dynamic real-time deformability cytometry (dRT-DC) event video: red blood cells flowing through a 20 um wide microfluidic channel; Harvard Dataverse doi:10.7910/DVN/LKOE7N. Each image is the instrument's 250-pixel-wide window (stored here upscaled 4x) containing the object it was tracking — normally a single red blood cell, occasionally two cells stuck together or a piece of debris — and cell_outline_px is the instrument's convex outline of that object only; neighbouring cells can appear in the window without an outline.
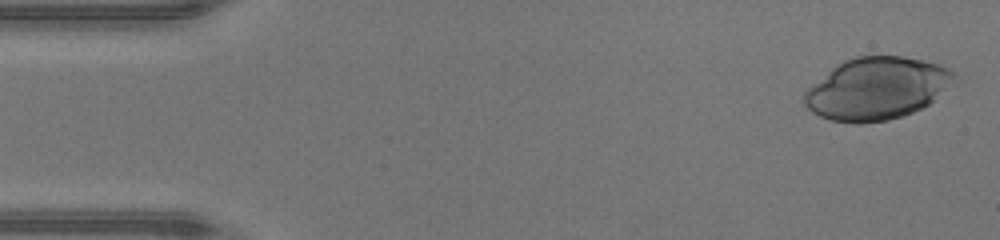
{"species": "human", "species_latin": "Homo sapiens", "temperature_condition": "warm", "stored_images_in_passage": 45, "camera_frame_rate_fps": 3000, "um_per_image_px": 0.085, "donor": {"sex": "male"}, "frame": {"image": 1, "passage_image": 1, "time_ms": 0.0, "image_size_px": [1000, 240], "cell_outline_px": [[964, 80], [960, 84], [928, 104], [912, 112], [888, 120], [860, 124], [856, 124], [832, 120], [820, 116], [812, 112], [804, 104], [804, 92], [808, 88], [836, 64], [844, 60], [856, 56], [900, 56], [940, 64], [956, 72]], "centroid_in_image_um": [74.64, 7.52], "position_along_channel_um": 10.4, "area_um2": 55.2}}